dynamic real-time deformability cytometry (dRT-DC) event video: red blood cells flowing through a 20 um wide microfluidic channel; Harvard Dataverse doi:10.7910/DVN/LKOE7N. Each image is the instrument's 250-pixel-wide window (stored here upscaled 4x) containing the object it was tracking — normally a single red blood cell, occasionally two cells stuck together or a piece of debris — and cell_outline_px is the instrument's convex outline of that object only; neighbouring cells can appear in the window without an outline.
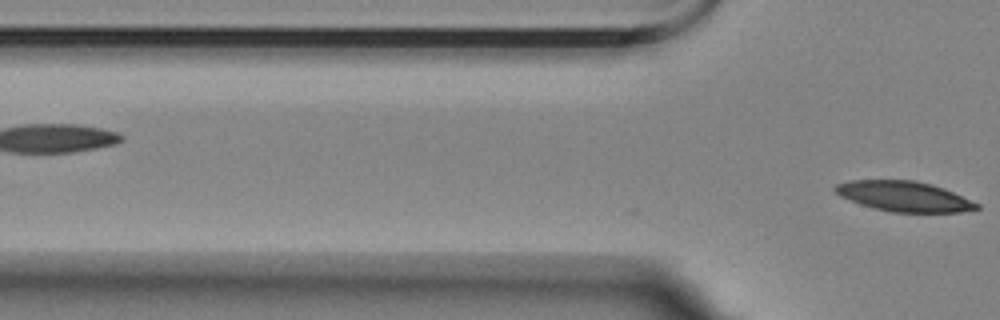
{"species": "Egyptian fruit bat (a non-hibernating species)", "species_latin": "Rousettus aegyptiacus", "temperature_condition": "room temperature", "stored_images_in_passage": 2, "camera_frame_rate_fps": 3000, "um_per_image_px": 0.085, "animal": {"sex": "female"}, "frame": {"image": 1, "passage_image": 2, "time_ms": 0.333, "image_size_px": [1000, 320], "cell_outline_px": [[980, 208], [960, 212], [892, 212], [872, 208], [860, 204], [840, 196], [832, 188], [836, 184], [848, 180], [916, 180], [932, 184], [944, 188], [980, 204]], "centroid_in_image_um": [76.83, 16.68], "position_along_channel_um": 49.0, "area_um2": 24.97}}